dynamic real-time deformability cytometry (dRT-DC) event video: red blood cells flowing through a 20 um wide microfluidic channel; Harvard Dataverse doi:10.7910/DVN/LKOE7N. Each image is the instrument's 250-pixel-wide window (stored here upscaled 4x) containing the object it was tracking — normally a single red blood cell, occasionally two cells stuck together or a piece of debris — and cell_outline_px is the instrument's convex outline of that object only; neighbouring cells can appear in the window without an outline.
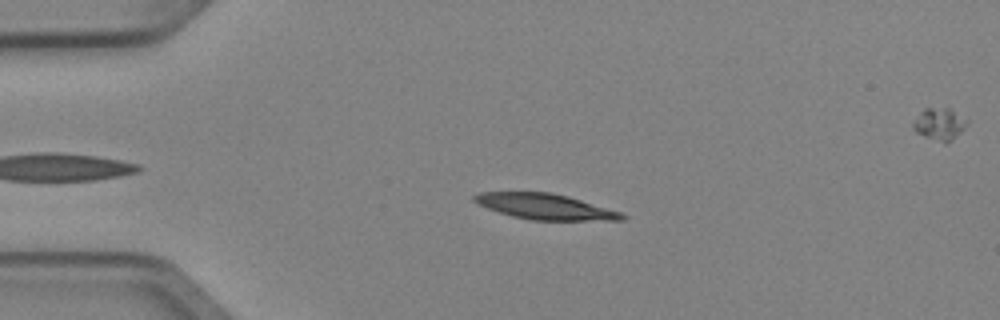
{"species": "Egyptian fruit bat (a non-hibernating species)", "species_latin": "Rousettus aegyptiacus", "temperature_condition": "cold", "stored_images_in_passage": 5, "camera_frame_rate_fps": 3000, "um_per_image_px": 0.085, "animal": {"sex": "female"}, "frame": {"image": 1, "passage_image": 3, "time_ms": 0.667, "image_size_px": [1000, 320], "cell_outline_px": [[628, 216], [624, 220], [532, 220], [512, 216], [488, 208], [472, 200], [472, 196], [476, 192], [552, 192], [568, 196], [620, 212]], "centroid_in_image_um": [46.32, 17.55], "position_along_channel_um": 38.7, "area_um2": 21.91}}